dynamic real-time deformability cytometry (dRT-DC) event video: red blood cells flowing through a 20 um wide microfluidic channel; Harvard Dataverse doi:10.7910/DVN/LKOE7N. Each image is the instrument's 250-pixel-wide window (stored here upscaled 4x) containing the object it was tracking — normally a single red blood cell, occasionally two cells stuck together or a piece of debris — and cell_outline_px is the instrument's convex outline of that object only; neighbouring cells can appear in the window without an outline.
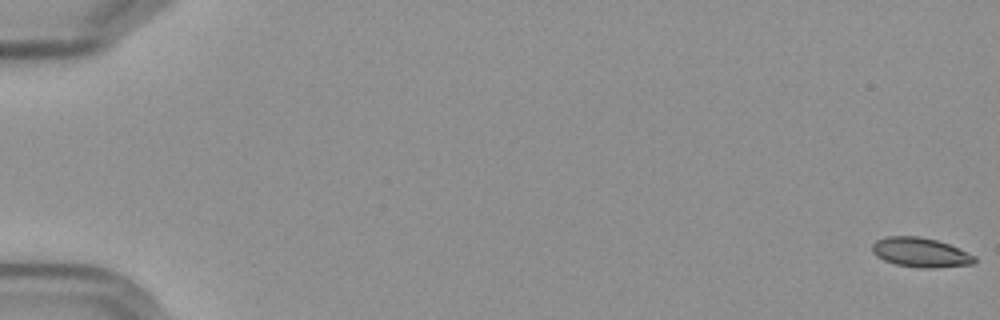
{"species": "Egyptian fruit bat (a non-hibernating species)", "species_latin": "Rousettus aegyptiacus", "temperature_condition": "cold", "stored_images_in_passage": 5, "camera_frame_rate_fps": 3000, "um_per_image_px": 0.085, "frame": {"image": 1, "passage_image": 1, "time_ms": 0.0, "image_size_px": [1000, 320], "cell_outline_px": [[976, 260], [972, 264], [924, 268], [896, 264], [884, 260], [876, 256], [872, 252], [872, 244], [876, 240], [888, 236], [916, 236], [936, 240], [948, 244], [976, 256]], "centroid_in_image_um": [78.21, 21.44], "position_along_channel_um": 6.8, "area_um2": 17.28}}
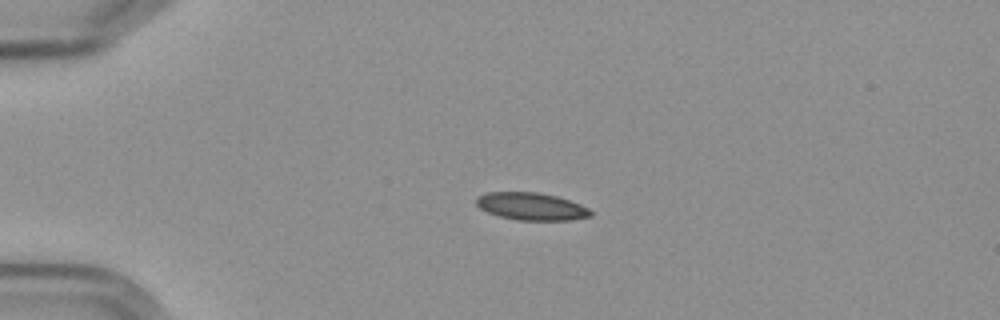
{"frame": {"image": 2, "passage_image": 4, "time_ms": 4.667, "image_size_px": [1000, 320], "cell_outline_px": [[592, 216], [572, 220], [520, 220], [500, 216], [488, 212], [480, 208], [476, 204], [476, 196], [488, 192], [536, 192], [556, 196], [580, 204], [588, 208], [592, 212]], "centroid_in_image_um": [45.16, 17.54], "position_along_channel_um": 39.8, "area_um2": 18.21}}